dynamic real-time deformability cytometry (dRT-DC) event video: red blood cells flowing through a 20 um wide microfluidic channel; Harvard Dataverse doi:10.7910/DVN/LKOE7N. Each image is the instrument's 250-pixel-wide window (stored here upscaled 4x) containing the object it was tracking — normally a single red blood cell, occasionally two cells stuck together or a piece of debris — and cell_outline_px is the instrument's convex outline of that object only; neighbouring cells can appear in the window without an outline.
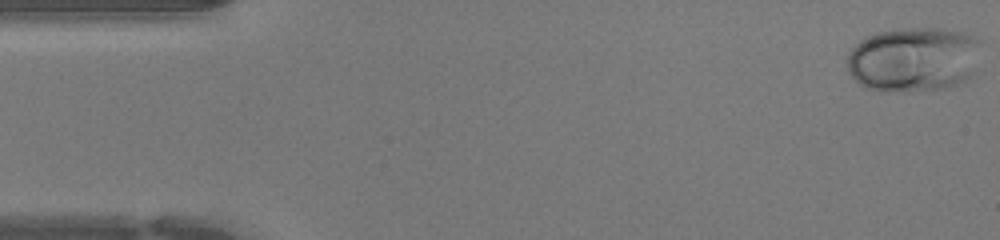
{"species": "human", "species_latin": "Homo sapiens", "temperature_condition": "warm", "stored_images_in_passage": 47, "camera_frame_rate_fps": 3000, "um_per_image_px": 0.085, "donor": {"sex": "female"}, "frame": {"image": 1, "passage_image": 1, "time_ms": 0.0, "image_size_px": [1000, 240], "cell_outline_px": [[984, 40], [972, 72], [964, 80], [956, 84], [944, 88], [912, 92], [904, 92], [864, 88], [848, 72], [848, 52], [860, 40], [868, 36], [880, 32], [900, 28], [940, 28], [964, 32], [976, 36]], "centroid_in_image_um": [77.68, 5.03], "position_along_channel_um": 7.3, "area_um2": 50.92}}
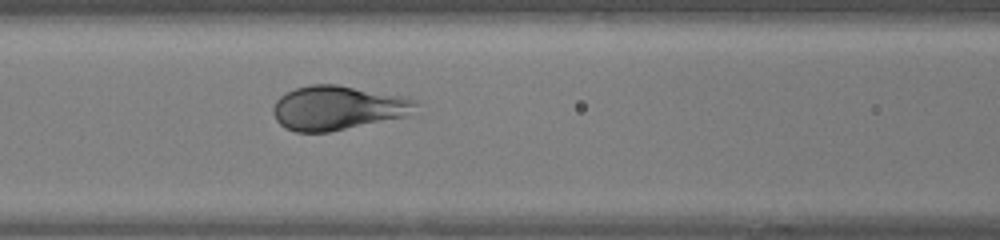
{"frame": {"image": 2, "passage_image": 19, "time_ms": 6.0, "image_size_px": [1000, 240], "cell_outline_px": [[420, 104], [404, 116], [328, 132], [296, 132], [284, 128], [276, 120], [272, 112], [272, 108], [276, 100], [284, 92], [296, 88], [312, 84], [336, 84], [404, 96], [416, 100]], "centroid_in_image_um": [28.64, 9.15], "position_along_channel_um": 138.0, "area_um2": 36.59}}
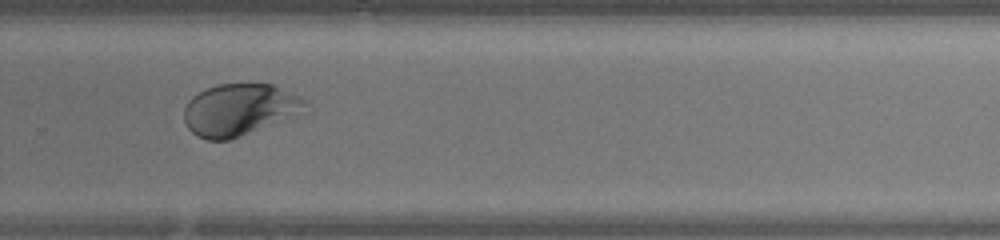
{"frame": {"image": 3, "passage_image": 31, "time_ms": 10.0, "image_size_px": [1000, 240], "cell_outline_px": [[308, 104], [228, 140], [208, 140], [196, 136], [188, 128], [184, 120], [184, 108], [188, 100], [192, 96], [216, 84], [272, 84], [300, 96]], "centroid_in_image_um": [20.15, 9.27], "position_along_channel_um": 309.7, "area_um2": 34.51}, "authors_computed_cell_mechanics": {"area_um2": 38.2636, "velocity_mm_per_s": 4.3016, "shape_relaxation_time_tau1_ms": 2.862, "shape_relaxation_time_tau2_ms": null, "deformation_change_tau1": 0.1696, "deformation_change_tau2": null}}